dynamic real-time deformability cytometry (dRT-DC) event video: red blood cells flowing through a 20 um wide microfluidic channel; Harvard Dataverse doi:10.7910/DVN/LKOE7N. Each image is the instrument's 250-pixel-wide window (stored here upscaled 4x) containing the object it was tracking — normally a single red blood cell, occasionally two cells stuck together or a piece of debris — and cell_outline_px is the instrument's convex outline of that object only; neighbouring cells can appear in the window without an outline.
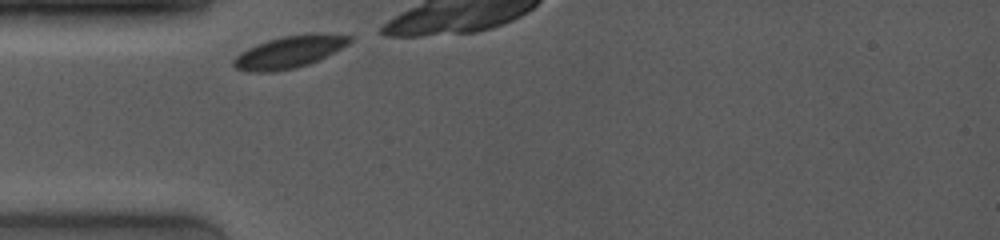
{"species": "common noctule bat (a hibernating species)", "species_latin": "Nyctalus noctula", "temperature_condition": "room temperature", "stored_images_in_passage": 38, "camera_frame_rate_fps": 4000, "um_per_image_px": 0.085, "animal": {"sex": "female", "body_mass_g": 19.0, "forearm_length_mm": 53.3}, "frame": {"image": 1, "passage_image": 1, "time_ms": 0.0, "image_size_px": [1000, 240], "cell_outline_px": [[352, 40], [348, 44], [308, 64], [292, 68], [272, 72], [252, 72], [236, 68], [232, 64], [232, 60], [240, 52], [256, 44], [268, 40], [284, 36], [312, 32], [316, 32], [352, 36]], "centroid_in_image_um": [24.56, 4.4], "position_along_channel_um": 60.4, "area_um2": 21.5}}
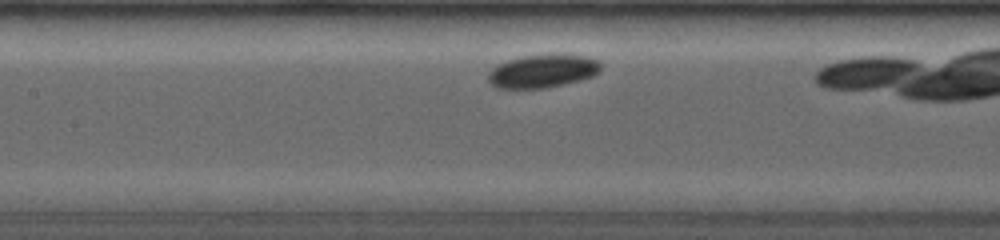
{"frame": {"image": 2, "passage_image": 12, "time_ms": 2.75, "image_size_px": [1000, 240], "cell_outline_px": [[604, 64], [592, 76], [580, 80], [544, 88], [496, 88], [488, 80], [488, 72], [496, 64], [508, 60], [524, 56], [552, 52], [584, 56], [600, 60]], "centroid_in_image_um": [46.13, 6.01], "position_along_channel_um": 161.3, "area_um2": 22.14}}
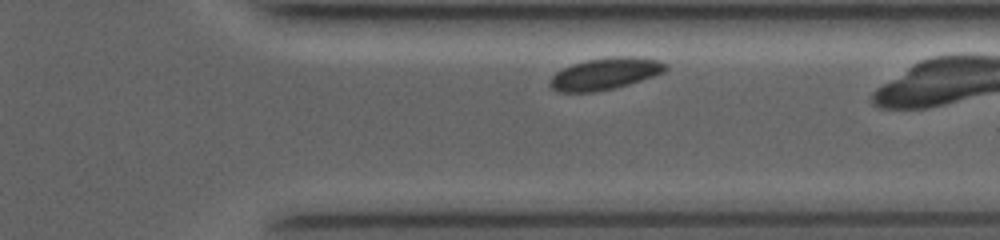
{"frame": {"image": 3, "passage_image": 33, "time_ms": 8.0, "image_size_px": [1000, 240], "cell_outline_px": [[668, 68], [664, 72], [656, 76], [628, 84], [596, 92], [556, 92], [548, 84], [548, 80], [556, 72], [572, 64], [588, 60], [620, 56], [628, 56], [660, 60], [668, 64]], "centroid_in_image_um": [51.44, 6.28], "position_along_channel_um": 360.0, "area_um2": 21.44}, "authors_computed_cell_mechanics": {"area_um2": 21.5594, "velocity_mm_per_s": 3.7737, "shape_relaxation_time_tau1_ms": 1.268, "shape_relaxation_time_tau2_ms": null, "deformation_change_tau1": 0.036, "deformation_change_tau2": null}}